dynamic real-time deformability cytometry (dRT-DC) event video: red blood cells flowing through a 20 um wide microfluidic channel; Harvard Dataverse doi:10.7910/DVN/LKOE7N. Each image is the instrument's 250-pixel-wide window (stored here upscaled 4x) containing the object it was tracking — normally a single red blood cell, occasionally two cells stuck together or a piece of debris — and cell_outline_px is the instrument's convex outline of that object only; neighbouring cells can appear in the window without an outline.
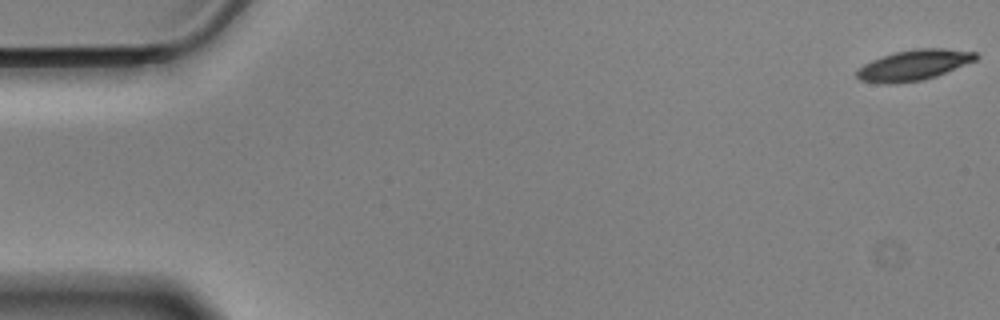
{"species": "Egyptian fruit bat (a non-hibernating species)", "species_latin": "Rousettus aegyptiacus", "temperature_condition": "cold", "stored_images_in_passage": 58, "camera_frame_rate_fps": 3000, "um_per_image_px": 0.085, "animal": {"sex": "male"}, "frame": {"image": 1, "passage_image": 1, "time_ms": 0.0, "image_size_px": [1000, 320], "cell_outline_px": [[980, 56], [976, 60], [936, 76], [924, 80], [888, 84], [884, 84], [860, 80], [856, 76], [856, 72], [864, 64], [872, 60], [892, 52], [916, 48], [944, 48], [976, 52]], "centroid_in_image_um": [77.68, 5.52], "position_along_channel_um": 7.3, "area_um2": 21.21}}
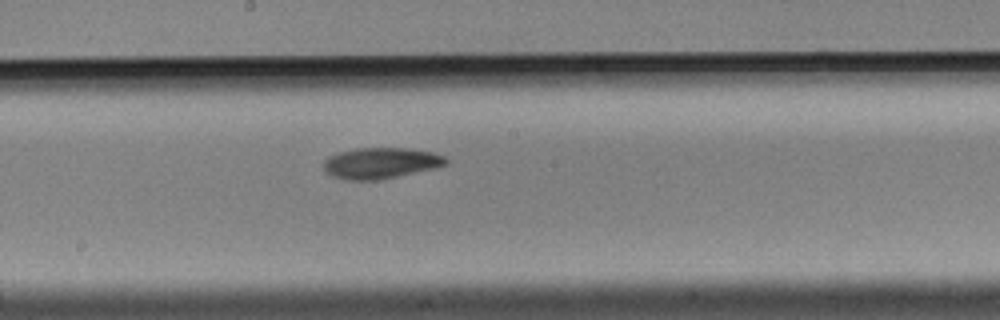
{"frame": {"image": 2, "passage_image": 31, "time_ms": 10.0, "image_size_px": [1000, 320], "cell_outline_px": [[448, 164], [436, 168], [376, 180], [344, 180], [332, 176], [324, 172], [324, 160], [328, 156], [336, 152], [356, 148], [404, 148], [432, 152], [444, 156], [448, 160]], "centroid_in_image_um": [32.32, 13.86], "position_along_channel_um": 215.9, "area_um2": 22.2}}
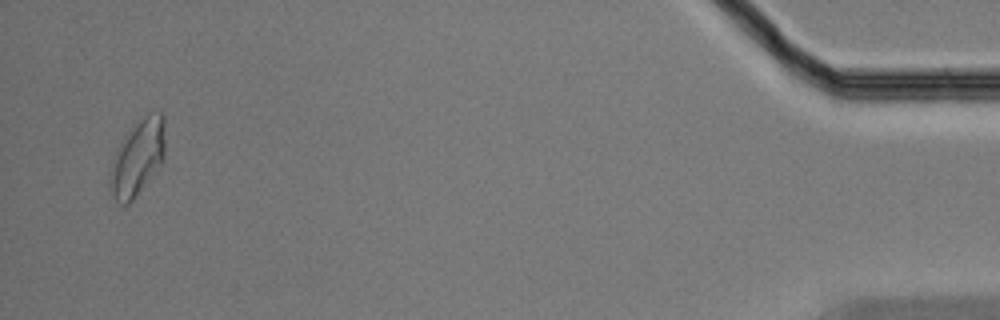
{"frame": {"image": 3, "passage_image": 56, "time_ms": 18.333, "image_size_px": [1000, 320], "cell_outline_px": [[164, 156], [160, 164], [132, 200], [128, 204], [120, 204], [116, 200], [108, 184], [108, 172], [112, 160], [116, 152], [132, 124], [148, 116], [160, 112], [164, 116]], "centroid_in_image_um": [11.65, 13.42], "position_along_channel_um": 423.5, "area_um2": 23.7}, "authors_computed_cell_mechanics": {"area_um2": 21.2126, "velocity_mm_per_s": 3.4925, "shape_relaxation_time_tau1_ms": 4.9208, "shape_relaxation_time_tau2_ms": null, "deformation_change_tau1": 0.129, "deformation_change_tau2": null}}